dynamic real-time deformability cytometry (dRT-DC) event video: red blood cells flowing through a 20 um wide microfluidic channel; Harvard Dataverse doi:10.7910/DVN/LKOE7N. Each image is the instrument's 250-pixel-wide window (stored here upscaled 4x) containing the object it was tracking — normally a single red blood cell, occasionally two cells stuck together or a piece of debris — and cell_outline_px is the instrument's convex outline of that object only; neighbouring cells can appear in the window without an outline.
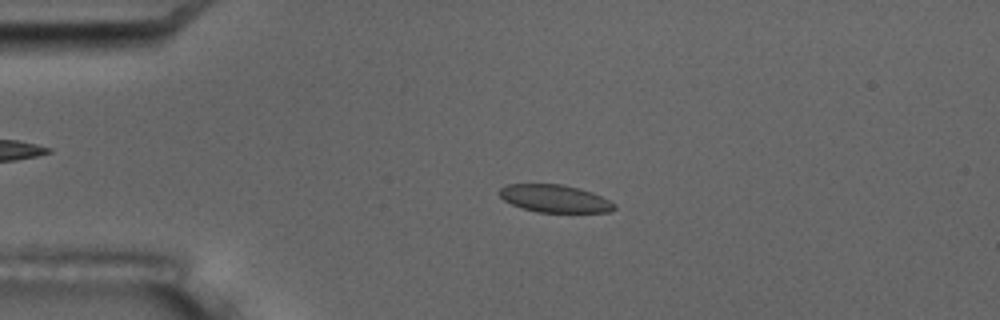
{"species": "common noctule bat (a hibernating species)", "species_latin": "Nyctalus noctula", "temperature_condition": "room temperature", "stored_images_in_passage": 4, "camera_frame_rate_fps": 3000, "um_per_image_px": 0.085, "animal": {"sex": "male", "body_mass_g": 17.5, "forearm_length_mm": 52.3}, "frame": {"image": 1, "passage_image": 3, "time_ms": 3.333, "image_size_px": [1000, 320], "cell_outline_px": [[616, 208], [608, 212], [536, 212], [512, 204], [504, 200], [500, 196], [500, 188], [508, 184], [560, 184], [580, 188], [592, 192], [616, 204]], "centroid_in_image_um": [47.17, 16.87], "position_along_channel_um": 37.8, "area_um2": 18.32}}